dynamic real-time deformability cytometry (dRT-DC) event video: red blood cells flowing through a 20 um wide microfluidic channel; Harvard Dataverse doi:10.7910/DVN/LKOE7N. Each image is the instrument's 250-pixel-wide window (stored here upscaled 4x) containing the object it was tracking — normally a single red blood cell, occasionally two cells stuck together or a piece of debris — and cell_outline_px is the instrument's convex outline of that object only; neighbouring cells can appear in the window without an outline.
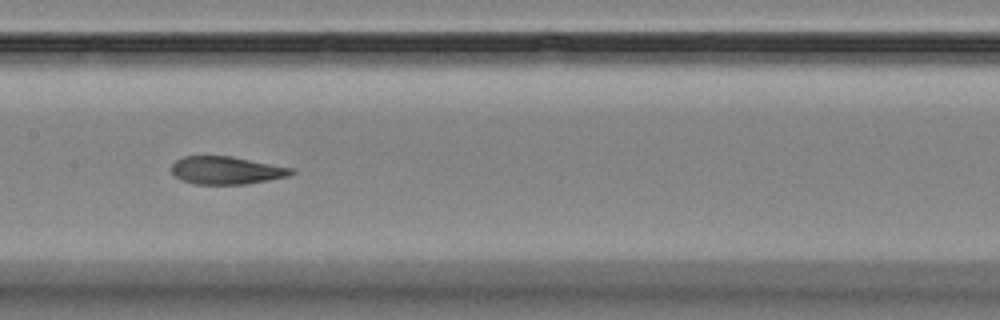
{"species": "Egyptian fruit bat (a non-hibernating species)", "species_latin": "Rousettus aegyptiacus", "temperature_condition": "room temperature", "stored_images_in_passage": 7, "camera_frame_rate_fps": 3000, "um_per_image_px": 0.085, "animal": {"sex": "female"}, "frame": {"image": 1, "passage_image": 7, "time_ms": 8.333, "image_size_px": [1000, 320], "cell_outline_px": [[296, 172], [288, 176], [268, 180], [244, 184], [196, 184], [180, 180], [168, 168], [176, 160], [184, 156], [232, 156], [292, 168]], "centroid_in_image_um": [19.2, 14.47], "position_along_channel_um": 188.2, "area_um2": 19.42}}